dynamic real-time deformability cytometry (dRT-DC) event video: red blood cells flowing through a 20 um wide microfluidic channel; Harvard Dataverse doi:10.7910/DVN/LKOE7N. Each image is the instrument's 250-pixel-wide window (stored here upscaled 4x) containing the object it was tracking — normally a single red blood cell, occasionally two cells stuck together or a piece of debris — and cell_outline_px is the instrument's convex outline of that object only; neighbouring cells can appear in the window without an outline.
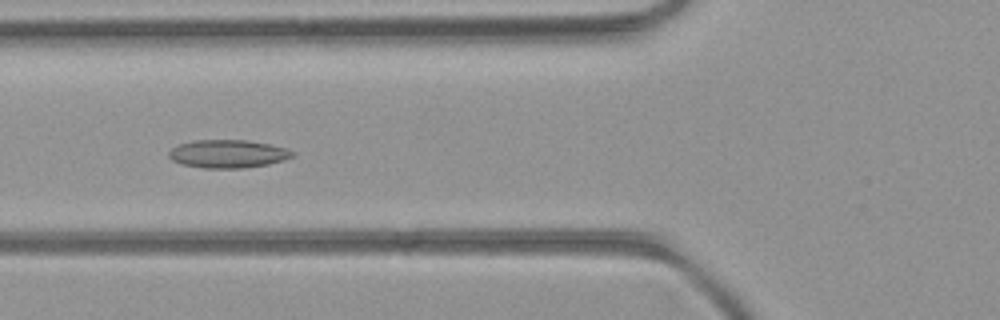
{"species": "common noctule bat (a hibernating species)", "species_latin": "Nyctalus noctula", "temperature_condition": "room temperature", "stored_images_in_passage": 31, "camera_frame_rate_fps": 3000, "um_per_image_px": 0.085, "animal": {"sex": "female", "body_mass_g": 21.9}, "frame": {"image": 1, "passage_image": 10, "time_ms": 3.0, "image_size_px": [1000, 320], "cell_outline_px": [[296, 152], [292, 156], [284, 160], [268, 164], [244, 168], [204, 168], [180, 164], [172, 160], [168, 156], [168, 152], [172, 148], [180, 144], [196, 140], [248, 140], [288, 148]], "centroid_in_image_um": [19.38, 13.08], "position_along_channel_um": 106.4, "area_um2": 20.29}}
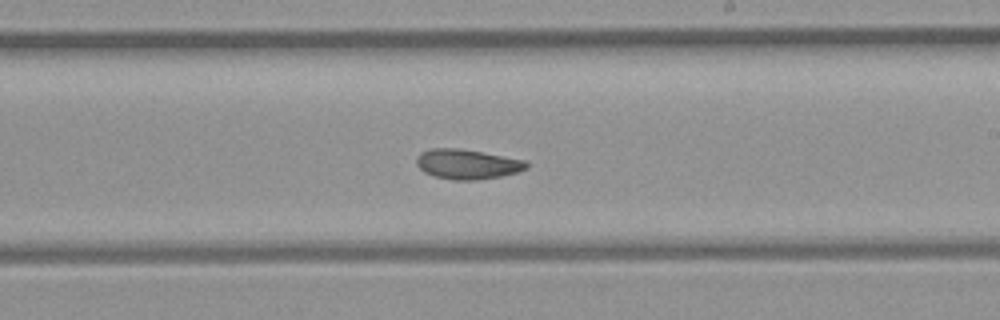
{"frame": {"image": 2, "passage_image": 20, "time_ms": 6.333, "image_size_px": [1000, 320], "cell_outline_px": [[528, 168], [516, 172], [500, 176], [476, 180], [452, 180], [432, 176], [424, 172], [416, 164], [416, 156], [420, 152], [432, 148], [456, 148], [528, 160]], "centroid_in_image_um": [39.69, 13.95], "position_along_channel_um": 249.3, "area_um2": 19.19}}
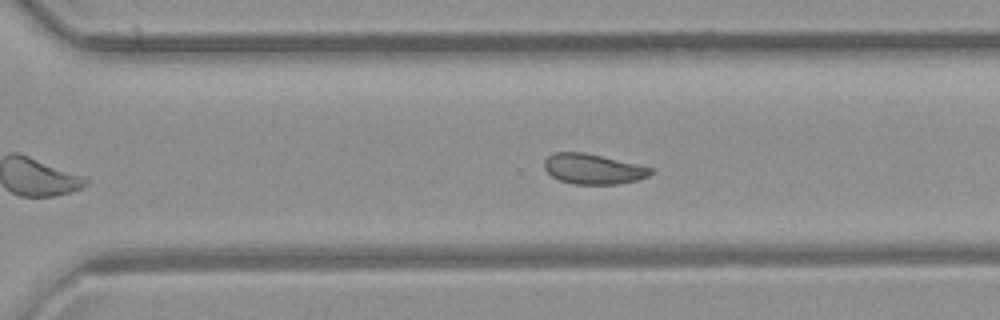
{"frame": {"image": 3, "passage_image": 25, "time_ms": 8.0, "image_size_px": [1000, 320], "cell_outline_px": [[652, 172], [648, 176], [636, 180], [616, 184], [572, 184], [560, 180], [552, 176], [544, 168], [544, 160], [548, 156], [556, 152], [584, 152], [652, 168]], "centroid_in_image_um": [50.37, 14.36], "position_along_channel_um": 320.2, "area_um2": 18.44}, "authors_computed_cell_mechanics": {"area_um2": 19.3052, "velocity_mm_per_s": 4.2827, "shape_relaxation_time_tau1_ms": null, "shape_relaxation_time_tau2_ms": 3.3464, "deformation_change_tau1": null, "deformation_change_tau2": 0.08}}